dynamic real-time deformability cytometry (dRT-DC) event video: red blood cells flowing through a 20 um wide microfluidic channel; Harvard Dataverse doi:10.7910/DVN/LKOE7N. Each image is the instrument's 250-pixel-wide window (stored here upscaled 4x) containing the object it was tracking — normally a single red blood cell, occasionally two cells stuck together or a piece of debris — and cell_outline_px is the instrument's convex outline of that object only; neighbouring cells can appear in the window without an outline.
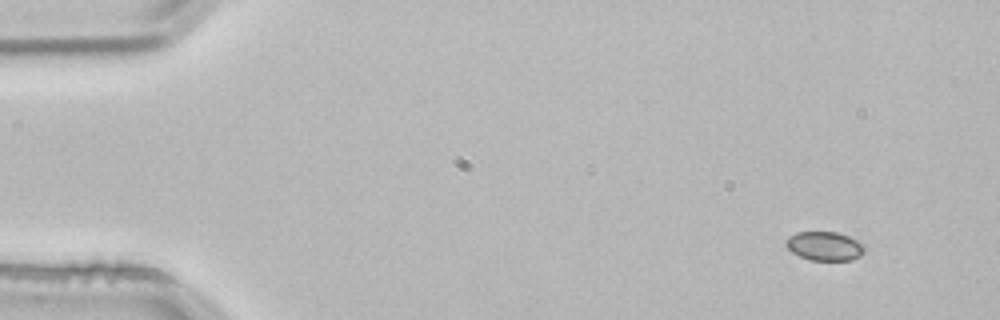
{"species": "common noctule bat (a hibernating species)", "species_latin": "Nyctalus noctula", "temperature_condition": "room temperature", "stored_images_in_passage": 3, "camera_frame_rate_fps": 3000, "um_per_image_px": 0.085, "animal": {"sex": "male", "body_mass_g": 21.5, "forearm_length_mm": 52.0}, "frame": {"image": 1, "passage_image": 1, "time_ms": 0.0, "image_size_px": [1000, 320], "cell_outline_px": [[864, 252], [860, 256], [852, 260], [808, 260], [792, 252], [784, 244], [788, 236], [796, 232], [836, 232], [848, 236], [864, 244]], "centroid_in_image_um": [70.08, 20.92], "position_along_channel_um": 14.9, "area_um2": 13.29}}
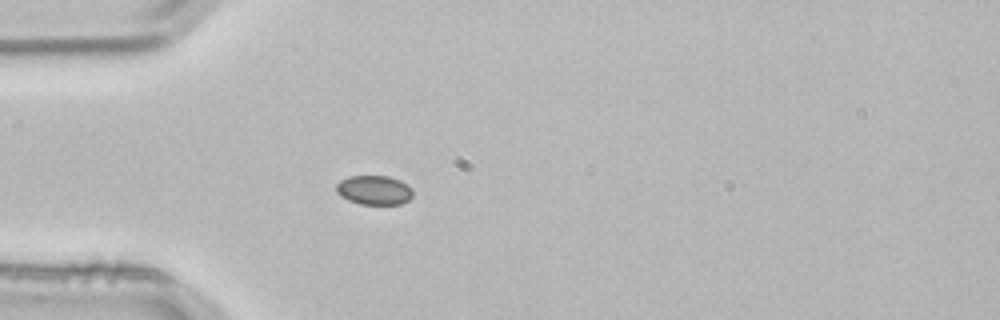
{"frame": {"image": 2, "passage_image": 3, "time_ms": 0.667, "image_size_px": [1000, 320], "cell_outline_px": [[412, 196], [408, 200], [400, 204], [360, 204], [348, 200], [340, 196], [336, 192], [336, 184], [340, 180], [348, 176], [388, 176], [400, 180], [408, 184], [412, 188]], "centroid_in_image_um": [31.79, 16.15], "position_along_channel_um": 53.2, "area_um2": 13.18}}